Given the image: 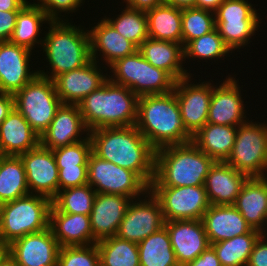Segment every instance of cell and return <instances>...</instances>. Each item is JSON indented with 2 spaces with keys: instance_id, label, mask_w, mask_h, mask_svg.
Returning <instances> with one entry per match:
<instances>
[{
  "instance_id": "6da1fadb",
  "label": "cell",
  "mask_w": 267,
  "mask_h": 266,
  "mask_svg": "<svg viewBox=\"0 0 267 266\" xmlns=\"http://www.w3.org/2000/svg\"><path fill=\"white\" fill-rule=\"evenodd\" d=\"M92 152L133 171L148 187L155 177V149L136 126L107 127L88 132Z\"/></svg>"
},
{
  "instance_id": "7a4b0ae2",
  "label": "cell",
  "mask_w": 267,
  "mask_h": 266,
  "mask_svg": "<svg viewBox=\"0 0 267 266\" xmlns=\"http://www.w3.org/2000/svg\"><path fill=\"white\" fill-rule=\"evenodd\" d=\"M135 126L155 150L184 144L193 138L184 126L174 90L140 96Z\"/></svg>"
},
{
  "instance_id": "3957f363",
  "label": "cell",
  "mask_w": 267,
  "mask_h": 266,
  "mask_svg": "<svg viewBox=\"0 0 267 266\" xmlns=\"http://www.w3.org/2000/svg\"><path fill=\"white\" fill-rule=\"evenodd\" d=\"M139 97L129 88L109 79L77 105L89 131L107 127L134 126Z\"/></svg>"
},
{
  "instance_id": "277c9868",
  "label": "cell",
  "mask_w": 267,
  "mask_h": 266,
  "mask_svg": "<svg viewBox=\"0 0 267 266\" xmlns=\"http://www.w3.org/2000/svg\"><path fill=\"white\" fill-rule=\"evenodd\" d=\"M216 161L192 141L155 150V177L150 186H199Z\"/></svg>"
},
{
  "instance_id": "5b68a950",
  "label": "cell",
  "mask_w": 267,
  "mask_h": 266,
  "mask_svg": "<svg viewBox=\"0 0 267 266\" xmlns=\"http://www.w3.org/2000/svg\"><path fill=\"white\" fill-rule=\"evenodd\" d=\"M66 21V22H64ZM68 20L51 21L43 38V52L51 71H38V75L53 80L56 76L85 66L91 60L89 32Z\"/></svg>"
},
{
  "instance_id": "8992f818",
  "label": "cell",
  "mask_w": 267,
  "mask_h": 266,
  "mask_svg": "<svg viewBox=\"0 0 267 266\" xmlns=\"http://www.w3.org/2000/svg\"><path fill=\"white\" fill-rule=\"evenodd\" d=\"M52 200L37 194L0 205V240L7 245L27 234L49 228Z\"/></svg>"
},
{
  "instance_id": "52a82bcc",
  "label": "cell",
  "mask_w": 267,
  "mask_h": 266,
  "mask_svg": "<svg viewBox=\"0 0 267 266\" xmlns=\"http://www.w3.org/2000/svg\"><path fill=\"white\" fill-rule=\"evenodd\" d=\"M109 68L113 75L109 74L108 79L129 88L138 97L169 93L175 87L176 80L168 72L151 65L139 50L116 60Z\"/></svg>"
},
{
  "instance_id": "ba28073f",
  "label": "cell",
  "mask_w": 267,
  "mask_h": 266,
  "mask_svg": "<svg viewBox=\"0 0 267 266\" xmlns=\"http://www.w3.org/2000/svg\"><path fill=\"white\" fill-rule=\"evenodd\" d=\"M14 108L41 137L48 129L62 101L53 80L37 75L14 95Z\"/></svg>"
},
{
  "instance_id": "9c48e42d",
  "label": "cell",
  "mask_w": 267,
  "mask_h": 266,
  "mask_svg": "<svg viewBox=\"0 0 267 266\" xmlns=\"http://www.w3.org/2000/svg\"><path fill=\"white\" fill-rule=\"evenodd\" d=\"M250 177H266L267 124L247 121L237 127L230 156L225 161Z\"/></svg>"
},
{
  "instance_id": "30bf717a",
  "label": "cell",
  "mask_w": 267,
  "mask_h": 266,
  "mask_svg": "<svg viewBox=\"0 0 267 266\" xmlns=\"http://www.w3.org/2000/svg\"><path fill=\"white\" fill-rule=\"evenodd\" d=\"M88 184L96 193L122 195L134 200L149 191L133 171L105 161L93 152L88 159Z\"/></svg>"
},
{
  "instance_id": "8fae6325",
  "label": "cell",
  "mask_w": 267,
  "mask_h": 266,
  "mask_svg": "<svg viewBox=\"0 0 267 266\" xmlns=\"http://www.w3.org/2000/svg\"><path fill=\"white\" fill-rule=\"evenodd\" d=\"M159 200L165 221L202 220L211 205L204 185L199 186H149Z\"/></svg>"
},
{
  "instance_id": "7c38bea8",
  "label": "cell",
  "mask_w": 267,
  "mask_h": 266,
  "mask_svg": "<svg viewBox=\"0 0 267 266\" xmlns=\"http://www.w3.org/2000/svg\"><path fill=\"white\" fill-rule=\"evenodd\" d=\"M140 199H132L116 234L137 244L165 226L161 204L152 192L149 190L144 200Z\"/></svg>"
},
{
  "instance_id": "4fadbf2b",
  "label": "cell",
  "mask_w": 267,
  "mask_h": 266,
  "mask_svg": "<svg viewBox=\"0 0 267 266\" xmlns=\"http://www.w3.org/2000/svg\"><path fill=\"white\" fill-rule=\"evenodd\" d=\"M190 79L191 75L176 81L174 93L184 126L193 136L207 123L212 84L206 81L192 84Z\"/></svg>"
},
{
  "instance_id": "5bb4252c",
  "label": "cell",
  "mask_w": 267,
  "mask_h": 266,
  "mask_svg": "<svg viewBox=\"0 0 267 266\" xmlns=\"http://www.w3.org/2000/svg\"><path fill=\"white\" fill-rule=\"evenodd\" d=\"M23 161L30 194L53 199L59 192V169L51 149L39 144L20 155Z\"/></svg>"
},
{
  "instance_id": "9a60e30c",
  "label": "cell",
  "mask_w": 267,
  "mask_h": 266,
  "mask_svg": "<svg viewBox=\"0 0 267 266\" xmlns=\"http://www.w3.org/2000/svg\"><path fill=\"white\" fill-rule=\"evenodd\" d=\"M60 248L49 227L16 239L9 244V253L18 266H57Z\"/></svg>"
},
{
  "instance_id": "2e32d148",
  "label": "cell",
  "mask_w": 267,
  "mask_h": 266,
  "mask_svg": "<svg viewBox=\"0 0 267 266\" xmlns=\"http://www.w3.org/2000/svg\"><path fill=\"white\" fill-rule=\"evenodd\" d=\"M31 52L10 41H0V92L14 95L38 75V70L29 69Z\"/></svg>"
},
{
  "instance_id": "e0dca14e",
  "label": "cell",
  "mask_w": 267,
  "mask_h": 266,
  "mask_svg": "<svg viewBox=\"0 0 267 266\" xmlns=\"http://www.w3.org/2000/svg\"><path fill=\"white\" fill-rule=\"evenodd\" d=\"M97 60H90L85 66L62 73L53 79L55 90L62 104H78L91 92L108 80Z\"/></svg>"
},
{
  "instance_id": "ac0fdd59",
  "label": "cell",
  "mask_w": 267,
  "mask_h": 266,
  "mask_svg": "<svg viewBox=\"0 0 267 266\" xmlns=\"http://www.w3.org/2000/svg\"><path fill=\"white\" fill-rule=\"evenodd\" d=\"M229 76L221 85H212L207 123L238 127L247 121L240 87Z\"/></svg>"
},
{
  "instance_id": "d6986e66",
  "label": "cell",
  "mask_w": 267,
  "mask_h": 266,
  "mask_svg": "<svg viewBox=\"0 0 267 266\" xmlns=\"http://www.w3.org/2000/svg\"><path fill=\"white\" fill-rule=\"evenodd\" d=\"M179 266L195 260L210 244L202 220L165 221Z\"/></svg>"
},
{
  "instance_id": "ffe728a7",
  "label": "cell",
  "mask_w": 267,
  "mask_h": 266,
  "mask_svg": "<svg viewBox=\"0 0 267 266\" xmlns=\"http://www.w3.org/2000/svg\"><path fill=\"white\" fill-rule=\"evenodd\" d=\"M84 132L89 130L84 124L78 105L61 104L48 129L41 135L40 144L53 150L85 140L88 133L86 137L80 138Z\"/></svg>"
},
{
  "instance_id": "44dd1931",
  "label": "cell",
  "mask_w": 267,
  "mask_h": 266,
  "mask_svg": "<svg viewBox=\"0 0 267 266\" xmlns=\"http://www.w3.org/2000/svg\"><path fill=\"white\" fill-rule=\"evenodd\" d=\"M132 198L96 193L90 213L93 238L100 241L115 236Z\"/></svg>"
},
{
  "instance_id": "7402d4cb",
  "label": "cell",
  "mask_w": 267,
  "mask_h": 266,
  "mask_svg": "<svg viewBox=\"0 0 267 266\" xmlns=\"http://www.w3.org/2000/svg\"><path fill=\"white\" fill-rule=\"evenodd\" d=\"M249 177L226 162L216 161L205 179V190L212 205H234Z\"/></svg>"
},
{
  "instance_id": "603a6c76",
  "label": "cell",
  "mask_w": 267,
  "mask_h": 266,
  "mask_svg": "<svg viewBox=\"0 0 267 266\" xmlns=\"http://www.w3.org/2000/svg\"><path fill=\"white\" fill-rule=\"evenodd\" d=\"M234 207L252 229L265 234L267 230L265 227L267 225V176L248 178L237 196Z\"/></svg>"
},
{
  "instance_id": "cb8c5ba5",
  "label": "cell",
  "mask_w": 267,
  "mask_h": 266,
  "mask_svg": "<svg viewBox=\"0 0 267 266\" xmlns=\"http://www.w3.org/2000/svg\"><path fill=\"white\" fill-rule=\"evenodd\" d=\"M209 244L248 233L247 224L234 205H210L202 218Z\"/></svg>"
},
{
  "instance_id": "d4e9b609",
  "label": "cell",
  "mask_w": 267,
  "mask_h": 266,
  "mask_svg": "<svg viewBox=\"0 0 267 266\" xmlns=\"http://www.w3.org/2000/svg\"><path fill=\"white\" fill-rule=\"evenodd\" d=\"M90 37L91 59L99 63V55L109 67L116 60L131 55L138 48L129 40L124 38L116 29L105 19H101L91 30H88Z\"/></svg>"
},
{
  "instance_id": "484cf974",
  "label": "cell",
  "mask_w": 267,
  "mask_h": 266,
  "mask_svg": "<svg viewBox=\"0 0 267 266\" xmlns=\"http://www.w3.org/2000/svg\"><path fill=\"white\" fill-rule=\"evenodd\" d=\"M49 227L61 247L97 243L93 238L90 215L60 212L52 205Z\"/></svg>"
},
{
  "instance_id": "4316f807",
  "label": "cell",
  "mask_w": 267,
  "mask_h": 266,
  "mask_svg": "<svg viewBox=\"0 0 267 266\" xmlns=\"http://www.w3.org/2000/svg\"><path fill=\"white\" fill-rule=\"evenodd\" d=\"M40 144V136L14 108L0 124V154L20 156Z\"/></svg>"
},
{
  "instance_id": "83f0119b",
  "label": "cell",
  "mask_w": 267,
  "mask_h": 266,
  "mask_svg": "<svg viewBox=\"0 0 267 266\" xmlns=\"http://www.w3.org/2000/svg\"><path fill=\"white\" fill-rule=\"evenodd\" d=\"M138 50L151 65L168 72L176 81L191 75L182 65L185 61L182 44L148 37Z\"/></svg>"
},
{
  "instance_id": "f1b7e54d",
  "label": "cell",
  "mask_w": 267,
  "mask_h": 266,
  "mask_svg": "<svg viewBox=\"0 0 267 266\" xmlns=\"http://www.w3.org/2000/svg\"><path fill=\"white\" fill-rule=\"evenodd\" d=\"M237 133V127L206 123L192 142L215 161L225 162L230 156Z\"/></svg>"
},
{
  "instance_id": "f546056e",
  "label": "cell",
  "mask_w": 267,
  "mask_h": 266,
  "mask_svg": "<svg viewBox=\"0 0 267 266\" xmlns=\"http://www.w3.org/2000/svg\"><path fill=\"white\" fill-rule=\"evenodd\" d=\"M148 37L182 44V9L165 3L146 11Z\"/></svg>"
},
{
  "instance_id": "4dcf8cb0",
  "label": "cell",
  "mask_w": 267,
  "mask_h": 266,
  "mask_svg": "<svg viewBox=\"0 0 267 266\" xmlns=\"http://www.w3.org/2000/svg\"><path fill=\"white\" fill-rule=\"evenodd\" d=\"M45 22L48 24L51 22L47 14L34 2L33 4L28 2L17 15L16 25L9 41L31 51L35 43L42 46L43 39L38 37Z\"/></svg>"
},
{
  "instance_id": "1f68e13d",
  "label": "cell",
  "mask_w": 267,
  "mask_h": 266,
  "mask_svg": "<svg viewBox=\"0 0 267 266\" xmlns=\"http://www.w3.org/2000/svg\"><path fill=\"white\" fill-rule=\"evenodd\" d=\"M30 194L20 156H0V205Z\"/></svg>"
},
{
  "instance_id": "d6a6232c",
  "label": "cell",
  "mask_w": 267,
  "mask_h": 266,
  "mask_svg": "<svg viewBox=\"0 0 267 266\" xmlns=\"http://www.w3.org/2000/svg\"><path fill=\"white\" fill-rule=\"evenodd\" d=\"M140 266H179L166 226L138 243Z\"/></svg>"
},
{
  "instance_id": "836d02e7",
  "label": "cell",
  "mask_w": 267,
  "mask_h": 266,
  "mask_svg": "<svg viewBox=\"0 0 267 266\" xmlns=\"http://www.w3.org/2000/svg\"><path fill=\"white\" fill-rule=\"evenodd\" d=\"M261 235L260 231L251 229L246 234L210 245L214 248L221 266H247L254 244Z\"/></svg>"
},
{
  "instance_id": "e575fe53",
  "label": "cell",
  "mask_w": 267,
  "mask_h": 266,
  "mask_svg": "<svg viewBox=\"0 0 267 266\" xmlns=\"http://www.w3.org/2000/svg\"><path fill=\"white\" fill-rule=\"evenodd\" d=\"M100 266H140L138 244L112 236L96 243Z\"/></svg>"
},
{
  "instance_id": "d590c367",
  "label": "cell",
  "mask_w": 267,
  "mask_h": 266,
  "mask_svg": "<svg viewBox=\"0 0 267 266\" xmlns=\"http://www.w3.org/2000/svg\"><path fill=\"white\" fill-rule=\"evenodd\" d=\"M96 191L89 184L60 190L52 205L60 212L90 215Z\"/></svg>"
},
{
  "instance_id": "8d00e7d4",
  "label": "cell",
  "mask_w": 267,
  "mask_h": 266,
  "mask_svg": "<svg viewBox=\"0 0 267 266\" xmlns=\"http://www.w3.org/2000/svg\"><path fill=\"white\" fill-rule=\"evenodd\" d=\"M115 18L105 19L119 32L124 38L131 41L137 48L148 38V20L146 11L133 10L126 7L120 15Z\"/></svg>"
},
{
  "instance_id": "74e56055",
  "label": "cell",
  "mask_w": 267,
  "mask_h": 266,
  "mask_svg": "<svg viewBox=\"0 0 267 266\" xmlns=\"http://www.w3.org/2000/svg\"><path fill=\"white\" fill-rule=\"evenodd\" d=\"M215 29V13L195 7L182 9V45Z\"/></svg>"
},
{
  "instance_id": "f35d334b",
  "label": "cell",
  "mask_w": 267,
  "mask_h": 266,
  "mask_svg": "<svg viewBox=\"0 0 267 266\" xmlns=\"http://www.w3.org/2000/svg\"><path fill=\"white\" fill-rule=\"evenodd\" d=\"M230 49L226 46L223 38L219 35L215 28L210 33L191 40L184 47V60L186 58H199L201 60L214 59L218 60L230 53Z\"/></svg>"
},
{
  "instance_id": "ab89813d",
  "label": "cell",
  "mask_w": 267,
  "mask_h": 266,
  "mask_svg": "<svg viewBox=\"0 0 267 266\" xmlns=\"http://www.w3.org/2000/svg\"><path fill=\"white\" fill-rule=\"evenodd\" d=\"M259 23L260 21L215 22V28L232 53L234 49L249 44V39L256 33Z\"/></svg>"
},
{
  "instance_id": "60d3db41",
  "label": "cell",
  "mask_w": 267,
  "mask_h": 266,
  "mask_svg": "<svg viewBox=\"0 0 267 266\" xmlns=\"http://www.w3.org/2000/svg\"><path fill=\"white\" fill-rule=\"evenodd\" d=\"M56 165L60 170L63 167H77L88 165V159L92 152L89 136L85 140L53 149Z\"/></svg>"
},
{
  "instance_id": "b9f144b4",
  "label": "cell",
  "mask_w": 267,
  "mask_h": 266,
  "mask_svg": "<svg viewBox=\"0 0 267 266\" xmlns=\"http://www.w3.org/2000/svg\"><path fill=\"white\" fill-rule=\"evenodd\" d=\"M57 266H100L97 245L61 247Z\"/></svg>"
},
{
  "instance_id": "7bdbcfd3",
  "label": "cell",
  "mask_w": 267,
  "mask_h": 266,
  "mask_svg": "<svg viewBox=\"0 0 267 266\" xmlns=\"http://www.w3.org/2000/svg\"><path fill=\"white\" fill-rule=\"evenodd\" d=\"M215 13V22L261 21L257 10L247 0H224Z\"/></svg>"
},
{
  "instance_id": "ee69618b",
  "label": "cell",
  "mask_w": 267,
  "mask_h": 266,
  "mask_svg": "<svg viewBox=\"0 0 267 266\" xmlns=\"http://www.w3.org/2000/svg\"><path fill=\"white\" fill-rule=\"evenodd\" d=\"M39 6L51 21H63L62 18L58 17L62 12L69 14L70 12L77 11L76 9L81 7L83 0H38ZM60 12V13H59Z\"/></svg>"
},
{
  "instance_id": "f6af8a7d",
  "label": "cell",
  "mask_w": 267,
  "mask_h": 266,
  "mask_svg": "<svg viewBox=\"0 0 267 266\" xmlns=\"http://www.w3.org/2000/svg\"><path fill=\"white\" fill-rule=\"evenodd\" d=\"M59 191L88 184V165H77V167H63L58 173Z\"/></svg>"
},
{
  "instance_id": "bcb514c9",
  "label": "cell",
  "mask_w": 267,
  "mask_h": 266,
  "mask_svg": "<svg viewBox=\"0 0 267 266\" xmlns=\"http://www.w3.org/2000/svg\"><path fill=\"white\" fill-rule=\"evenodd\" d=\"M266 235L263 233L254 244L247 266H267Z\"/></svg>"
},
{
  "instance_id": "7dc6e473",
  "label": "cell",
  "mask_w": 267,
  "mask_h": 266,
  "mask_svg": "<svg viewBox=\"0 0 267 266\" xmlns=\"http://www.w3.org/2000/svg\"><path fill=\"white\" fill-rule=\"evenodd\" d=\"M19 11H0V41H9L15 25Z\"/></svg>"
},
{
  "instance_id": "c3c4849f",
  "label": "cell",
  "mask_w": 267,
  "mask_h": 266,
  "mask_svg": "<svg viewBox=\"0 0 267 266\" xmlns=\"http://www.w3.org/2000/svg\"><path fill=\"white\" fill-rule=\"evenodd\" d=\"M184 266H221L214 248L209 245L195 260Z\"/></svg>"
},
{
  "instance_id": "681fc988",
  "label": "cell",
  "mask_w": 267,
  "mask_h": 266,
  "mask_svg": "<svg viewBox=\"0 0 267 266\" xmlns=\"http://www.w3.org/2000/svg\"><path fill=\"white\" fill-rule=\"evenodd\" d=\"M123 3H126V7L133 10L148 11L164 2L163 0H124Z\"/></svg>"
},
{
  "instance_id": "f907efd6",
  "label": "cell",
  "mask_w": 267,
  "mask_h": 266,
  "mask_svg": "<svg viewBox=\"0 0 267 266\" xmlns=\"http://www.w3.org/2000/svg\"><path fill=\"white\" fill-rule=\"evenodd\" d=\"M14 109V97L11 94L0 92V124Z\"/></svg>"
},
{
  "instance_id": "816d5d0a",
  "label": "cell",
  "mask_w": 267,
  "mask_h": 266,
  "mask_svg": "<svg viewBox=\"0 0 267 266\" xmlns=\"http://www.w3.org/2000/svg\"><path fill=\"white\" fill-rule=\"evenodd\" d=\"M27 3L26 0H0V11H20Z\"/></svg>"
},
{
  "instance_id": "f5cc1de1",
  "label": "cell",
  "mask_w": 267,
  "mask_h": 266,
  "mask_svg": "<svg viewBox=\"0 0 267 266\" xmlns=\"http://www.w3.org/2000/svg\"><path fill=\"white\" fill-rule=\"evenodd\" d=\"M224 0H195V8L215 12Z\"/></svg>"
},
{
  "instance_id": "db71d44e",
  "label": "cell",
  "mask_w": 267,
  "mask_h": 266,
  "mask_svg": "<svg viewBox=\"0 0 267 266\" xmlns=\"http://www.w3.org/2000/svg\"><path fill=\"white\" fill-rule=\"evenodd\" d=\"M163 2L181 9L195 7V0H163Z\"/></svg>"
},
{
  "instance_id": "11a10c76",
  "label": "cell",
  "mask_w": 267,
  "mask_h": 266,
  "mask_svg": "<svg viewBox=\"0 0 267 266\" xmlns=\"http://www.w3.org/2000/svg\"><path fill=\"white\" fill-rule=\"evenodd\" d=\"M0 266H18L16 260L8 253L0 262Z\"/></svg>"
},
{
  "instance_id": "9f6ffc18",
  "label": "cell",
  "mask_w": 267,
  "mask_h": 266,
  "mask_svg": "<svg viewBox=\"0 0 267 266\" xmlns=\"http://www.w3.org/2000/svg\"><path fill=\"white\" fill-rule=\"evenodd\" d=\"M9 253V245L0 240V262Z\"/></svg>"
}]
</instances>
